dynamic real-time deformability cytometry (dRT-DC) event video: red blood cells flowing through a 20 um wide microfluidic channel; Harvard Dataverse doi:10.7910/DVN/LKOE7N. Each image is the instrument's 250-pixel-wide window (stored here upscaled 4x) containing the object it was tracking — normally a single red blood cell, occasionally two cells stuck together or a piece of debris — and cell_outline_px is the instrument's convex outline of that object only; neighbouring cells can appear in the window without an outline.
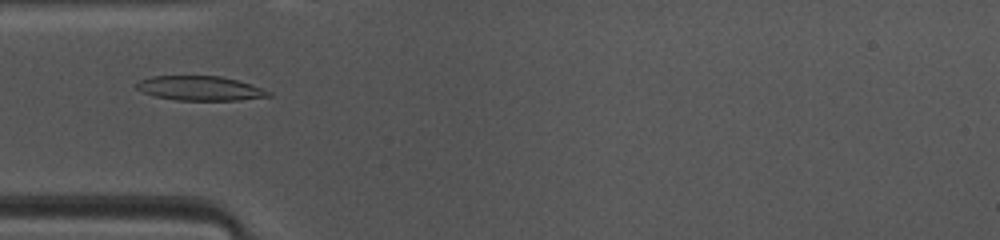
{"species": "common noctule bat (a hibernating species)", "species_latin": "Nyctalus noctula", "temperature_condition": "warm", "stored_images_in_passage": 47, "camera_frame_rate_fps": 3000, "um_per_image_px": 0.085, "animal": {"sex": "female", "body_mass_g": 10.0, "forearm_length_mm": 53.1}, "frame": {"image": 1, "passage_image": 13, "time_ms": 4.0, "image_size_px": [1000, 240], "cell_outline_px": [[272, 96], [240, 100], [176, 100], [156, 96], [144, 92], [136, 88], [136, 84], [140, 80], [152, 76], [220, 76], [252, 84], [272, 92]], "centroid_in_image_um": [17.05, 7.5], "position_along_channel_um": 68.0, "area_um2": 18.73}}
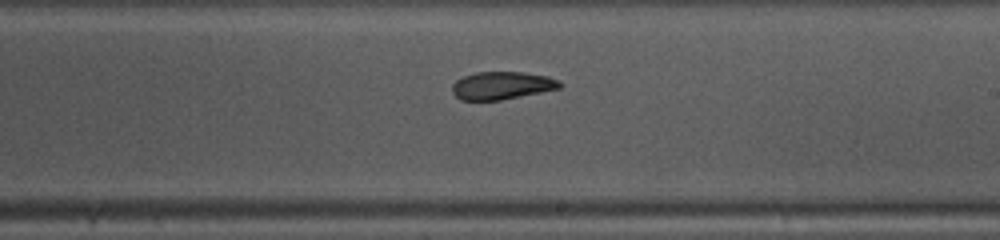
{"frame": {"image": 2, "passage_image": 26, "time_ms": 8.333, "image_size_px": [1000, 240], "cell_outline_px": [[564, 84], [560, 88], [500, 100], [460, 100], [452, 92], [452, 84], [456, 80], [464, 76], [476, 72], [524, 72], [548, 76], [560, 80]], "centroid_in_image_um": [42.67, 7.26], "position_along_channel_um": 246.3, "area_um2": 17.46}}
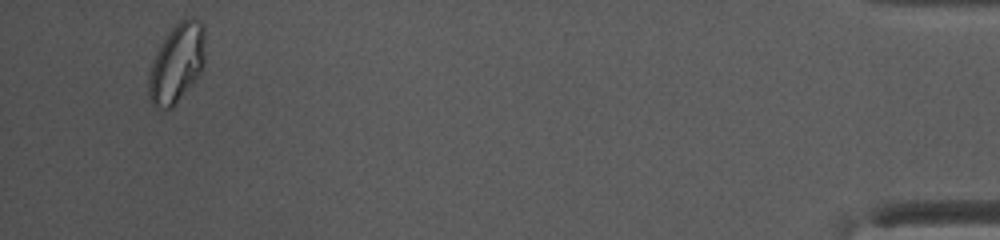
{"frame": {"image": 3, "passage_image": 45, "time_ms": 14.667, "image_size_px": [1000, 240], "cell_outline_px": [[204, 64], [200, 72], [172, 108], [156, 108], [152, 104], [148, 96], [148, 76], [156, 52], [168, 32], [180, 20], [188, 16], [192, 16], [200, 20], [204, 24]], "centroid_in_image_um": [15.02, 5.33], "position_along_channel_um": 420.2, "area_um2": 25.84}, "authors_computed_cell_mechanics": {"area_um2": 18.9584, "velocity_mm_per_s": 4.0979, "shape_relaxation_time_tau1_ms": 9.1591, "shape_relaxation_time_tau2_ms": 3.1868, "deformation_change_tau1": 0.2384, "deformation_change_tau2": 0.0946}}